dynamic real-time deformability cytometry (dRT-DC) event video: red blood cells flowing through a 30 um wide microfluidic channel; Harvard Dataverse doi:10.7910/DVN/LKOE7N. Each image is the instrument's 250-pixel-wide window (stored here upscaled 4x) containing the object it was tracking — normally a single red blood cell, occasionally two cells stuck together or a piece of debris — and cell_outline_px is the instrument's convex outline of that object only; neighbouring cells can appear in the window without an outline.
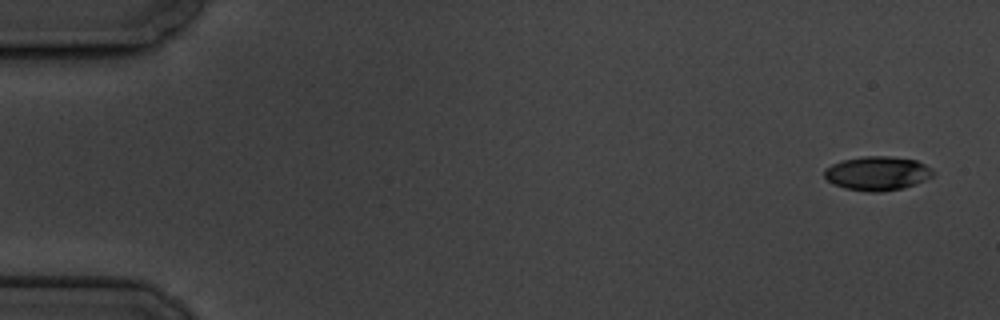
{"species": "common noctule bat (a hibernating species)", "species_latin": "Nyctalus noctula", "temperature_condition": "cold", "stored_images_in_passage": 4, "camera_frame_rate_fps": 3000, "um_per_image_px": 0.085, "animal": {"sex": "male", "body_mass_g": 19.5, "forearm_length_mm": 54.6}, "frame": {"image": 1, "passage_image": 1, "time_ms": 0.0, "image_size_px": [1000, 320], "cell_outline_px": [[936, 172], [932, 176], [916, 184], [904, 188], [880, 192], [868, 192], [844, 188], [832, 184], [824, 176], [824, 168], [832, 164], [844, 160], [860, 156], [892, 156], [916, 160], [932, 168]], "centroid_in_image_um": [74.58, 14.73], "position_along_channel_um": 10.4, "area_um2": 21.79}}